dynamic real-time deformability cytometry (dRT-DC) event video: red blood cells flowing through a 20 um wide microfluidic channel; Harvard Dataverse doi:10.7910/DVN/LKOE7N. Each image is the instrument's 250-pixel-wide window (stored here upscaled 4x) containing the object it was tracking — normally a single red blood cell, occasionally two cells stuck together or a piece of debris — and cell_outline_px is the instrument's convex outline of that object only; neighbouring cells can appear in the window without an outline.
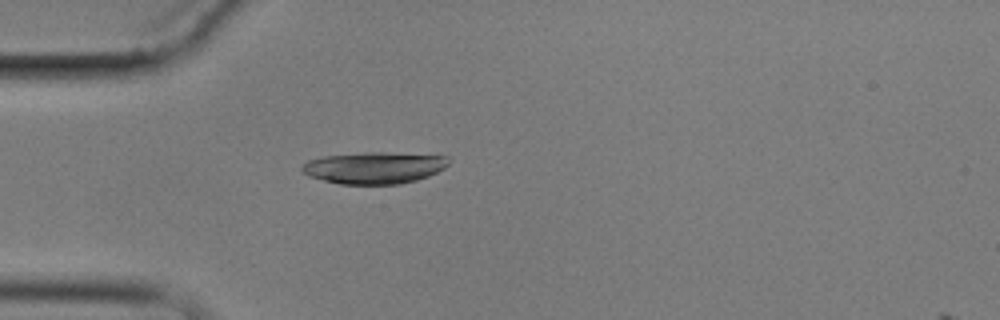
{"species": "common noctule bat (a hibernating species)", "species_latin": "Nyctalus noctula", "temperature_condition": "cold", "stored_images_in_passage": 1, "camera_frame_rate_fps": 3000, "um_per_image_px": 0.085, "animal": {"sex": "male", "body_mass_g": 17.9}, "frame": {"image": 1, "passage_image": 1, "time_ms": 0.0, "image_size_px": [1000, 320], "cell_outline_px": [[448, 164], [444, 168], [428, 176], [416, 180], [400, 184], [340, 184], [308, 176], [300, 168], [308, 160], [324, 156], [364, 152], [384, 152], [448, 156]], "centroid_in_image_um": [31.8, 14.25], "position_along_channel_um": 53.2, "area_um2": 27.05}}